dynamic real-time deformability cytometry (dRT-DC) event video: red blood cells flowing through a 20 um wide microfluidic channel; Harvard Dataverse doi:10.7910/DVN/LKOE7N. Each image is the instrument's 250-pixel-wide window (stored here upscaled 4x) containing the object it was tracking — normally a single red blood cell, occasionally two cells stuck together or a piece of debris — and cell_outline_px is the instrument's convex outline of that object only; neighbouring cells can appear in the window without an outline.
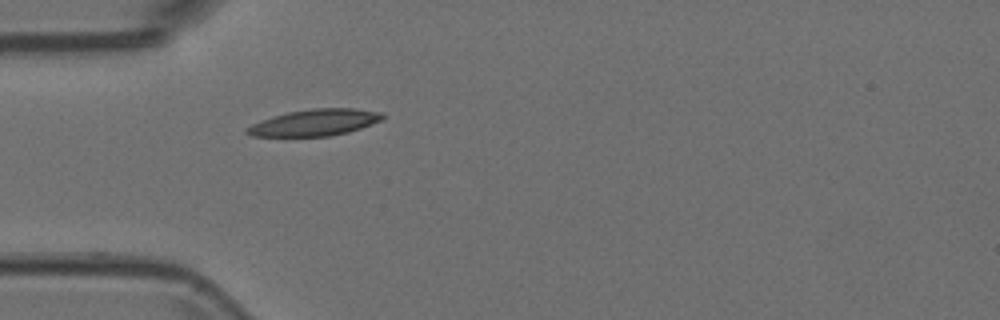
{"species": "Egyptian fruit bat (a non-hibernating species)", "species_latin": "Rousettus aegyptiacus", "temperature_condition": "room temperature", "stored_images_in_passage": 39, "camera_frame_rate_fps": 3000, "um_per_image_px": 0.085, "animal": {"sex": "female"}, "frame": {"image": 1, "passage_image": 1, "time_ms": 0.0, "image_size_px": [1000, 320], "cell_outline_px": [[384, 116], [380, 120], [360, 128], [348, 132], [328, 136], [252, 136], [244, 132], [244, 128], [252, 124], [288, 112], [312, 108], [352, 108], [380, 112]], "centroid_in_image_um": [26.72, 10.42], "position_along_channel_um": 58.3, "area_um2": 20.58}}
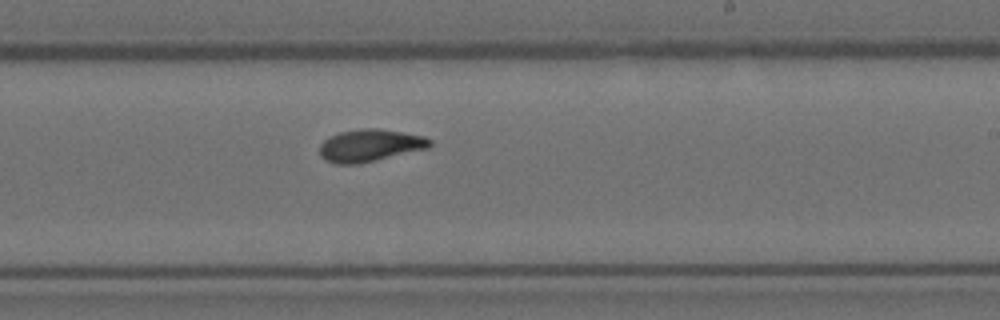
{"frame": {"image": 2, "passage_image": 17, "time_ms": 5.333, "image_size_px": [1000, 320], "cell_outline_px": [[432, 144], [428, 148], [360, 164], [336, 164], [324, 160], [320, 156], [320, 144], [328, 136], [340, 132], [360, 128], [376, 128], [424, 136], [432, 140]], "centroid_in_image_um": [31.42, 12.37], "position_along_channel_um": 257.6, "area_um2": 20.87}}
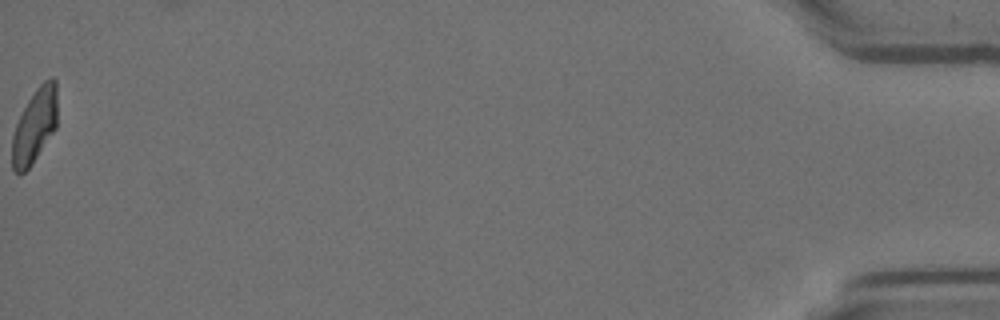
{"frame": {"image": 3, "passage_image": 39, "time_ms": 12.667, "image_size_px": [1000, 320], "cell_outline_px": [[56, 128], [32, 164], [20, 176], [12, 168], [12, 136], [16, 124], [28, 100], [36, 88], [44, 80], [52, 76], [56, 80]], "centroid_in_image_um": [2.94, 10.7], "position_along_channel_um": 432.3, "area_um2": 19.48}}